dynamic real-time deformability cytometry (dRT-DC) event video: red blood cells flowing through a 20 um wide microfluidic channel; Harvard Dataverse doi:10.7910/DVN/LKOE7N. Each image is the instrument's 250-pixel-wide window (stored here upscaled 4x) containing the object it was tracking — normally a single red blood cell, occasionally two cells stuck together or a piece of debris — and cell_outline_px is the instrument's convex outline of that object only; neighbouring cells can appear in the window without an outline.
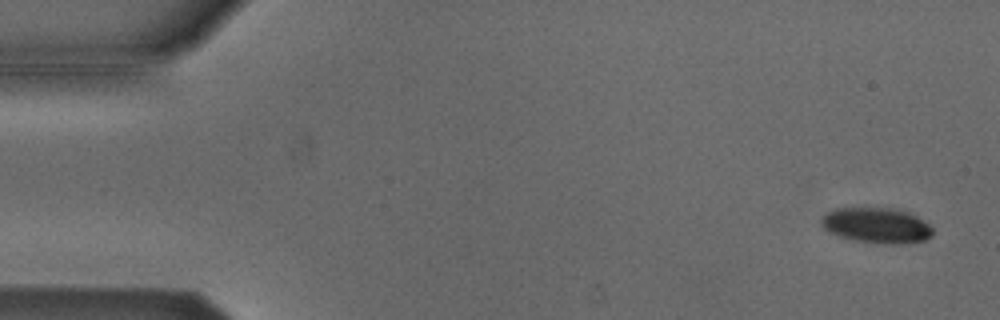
{"species": "Egyptian fruit bat (a non-hibernating species)", "species_latin": "Rousettus aegyptiacus", "temperature_condition": "cold", "stored_images_in_passage": 52, "camera_frame_rate_fps": 3000, "um_per_image_px": 0.085, "animal": {"sex": "male"}, "frame": {"image": 1, "passage_image": 3, "time_ms": 0.667, "image_size_px": [1000, 320], "cell_outline_px": [[932, 236], [924, 240], [908, 244], [888, 244], [856, 240], [840, 236], [824, 228], [820, 224], [820, 220], [828, 212], [836, 208], [864, 204], [896, 208], [908, 212], [916, 216], [928, 224], [932, 228]], "centroid_in_image_um": [74.51, 19.1], "position_along_channel_um": 10.5, "area_um2": 23.7}}
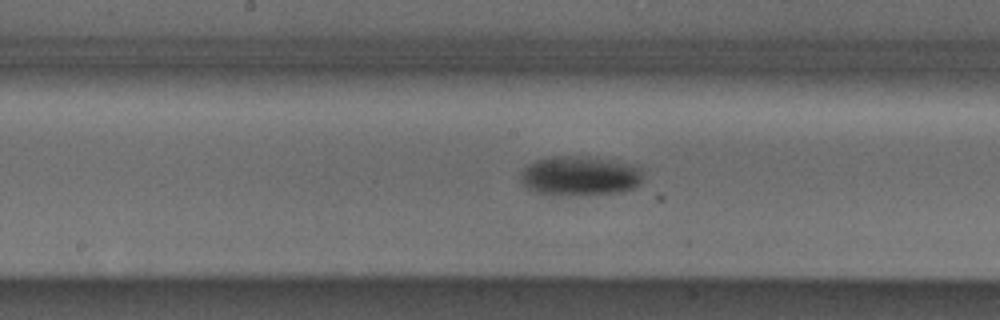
{"frame": {"image": 2, "passage_image": 28, "time_ms": 9.0, "image_size_px": [1000, 320], "cell_outline_px": [[644, 176], [640, 184], [632, 188], [620, 192], [536, 192], [528, 188], [520, 180], [520, 172], [528, 164], [536, 160], [556, 156], [588, 156], [636, 164], [640, 168]], "centroid_in_image_um": [49.34, 14.87], "position_along_channel_um": 198.9, "area_um2": 27.34}}
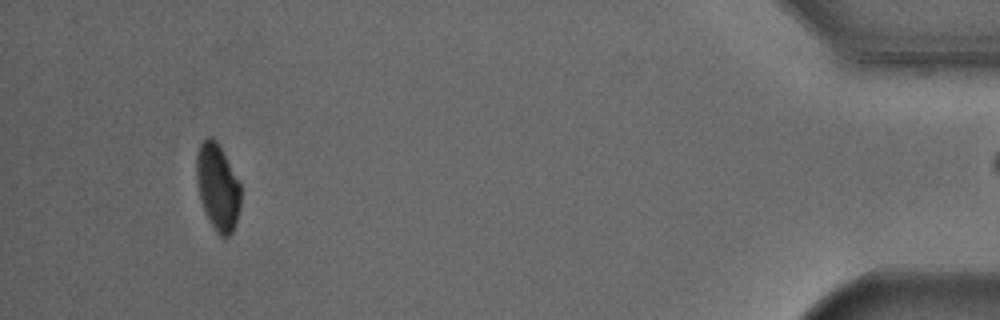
{"frame": {"image": 3, "passage_image": 51, "time_ms": 16.667, "image_size_px": [1000, 320], "cell_outline_px": [[240, 208], [232, 232], [228, 236], [220, 236], [216, 232], [208, 220], [200, 200], [196, 180], [196, 156], [200, 144], [208, 136], [212, 136], [216, 140], [240, 184]], "centroid_in_image_um": [18.48, 15.91], "position_along_channel_um": 416.7, "area_um2": 22.14}}